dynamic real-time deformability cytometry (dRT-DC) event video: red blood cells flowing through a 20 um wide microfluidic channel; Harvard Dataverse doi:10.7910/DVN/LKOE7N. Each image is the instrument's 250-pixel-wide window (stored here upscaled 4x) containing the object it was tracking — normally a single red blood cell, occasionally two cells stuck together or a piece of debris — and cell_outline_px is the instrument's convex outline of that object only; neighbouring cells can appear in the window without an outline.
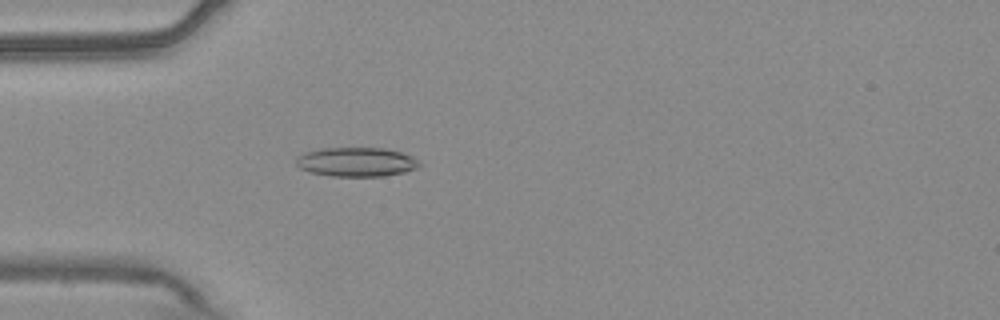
{"species": "common noctule bat (a hibernating species)", "species_latin": "Nyctalus noctula", "temperature_condition": "warm", "stored_images_in_passage": 54, "camera_frame_rate_fps": 3000, "um_per_image_px": 0.085, "animal": {"sex": "male", "body_mass_g": 20.4}, "frame": {"image": 1, "passage_image": 16, "time_ms": 5.0, "image_size_px": [1000, 320], "cell_outline_px": [[424, 164], [416, 168], [404, 172], [384, 176], [332, 176], [308, 172], [300, 168], [296, 164], [296, 156], [304, 152], [320, 148], [384, 148], [400, 152], [412, 156]], "centroid_in_image_um": [30.28, 13.76], "position_along_channel_um": 54.7, "area_um2": 21.15}}
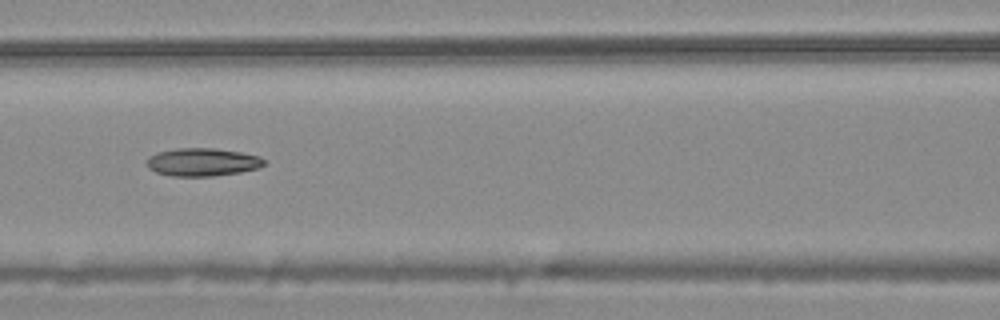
{"frame": {"image": 2, "passage_image": 24, "time_ms": 7.667, "image_size_px": [1000, 320], "cell_outline_px": [[264, 164], [256, 168], [240, 172], [212, 176], [172, 176], [156, 172], [148, 168], [144, 164], [148, 156], [160, 152], [176, 148], [216, 148], [240, 152], [260, 156], [264, 160]], "centroid_in_image_um": [17.16, 13.77], "position_along_channel_um": 149.4, "area_um2": 19.13}}
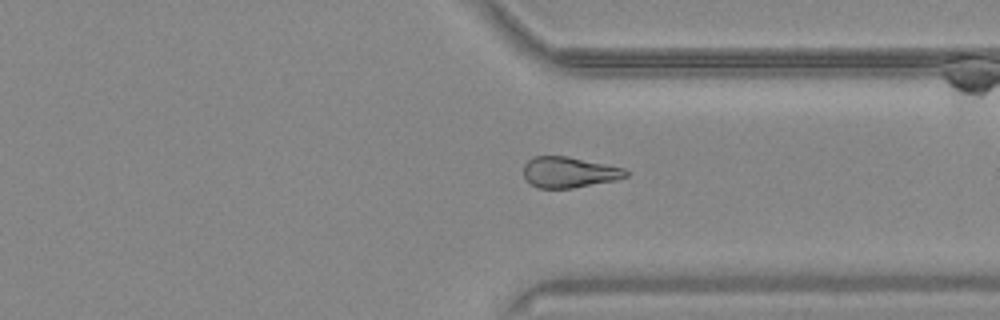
{"frame": {"image": 3, "passage_image": 41, "time_ms": 13.333, "image_size_px": [1000, 320], "cell_outline_px": [[628, 176], [616, 180], [572, 188], [536, 188], [524, 176], [524, 164], [532, 156], [568, 156], [624, 168], [628, 172]], "centroid_in_image_um": [48.37, 14.63], "position_along_channel_um": 363.0, "area_um2": 18.32}, "authors_computed_cell_mechanics": {"area_um2": 19.5075, "velocity_mm_per_s": 3.7619, "shape_relaxation_time_tau1_ms": null, "shape_relaxation_time_tau2_ms": 5.8951, "deformation_change_tau1": null, "deformation_change_tau2": 0.1635}}